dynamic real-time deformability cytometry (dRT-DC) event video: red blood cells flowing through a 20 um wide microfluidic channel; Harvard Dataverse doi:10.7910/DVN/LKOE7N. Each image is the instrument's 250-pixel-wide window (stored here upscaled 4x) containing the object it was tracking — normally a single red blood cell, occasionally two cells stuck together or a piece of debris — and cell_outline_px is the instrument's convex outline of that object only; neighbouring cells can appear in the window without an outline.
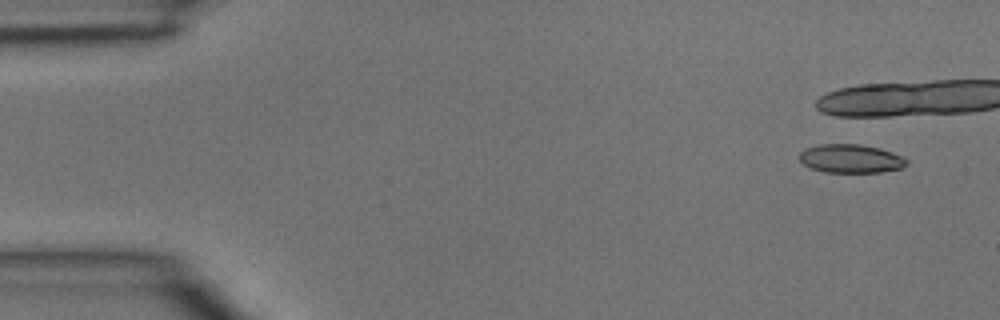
{"species": "common noctule bat (a hibernating species)", "species_latin": "Nyctalus noctula", "temperature_condition": "room temperature", "stored_images_in_passage": 4, "camera_frame_rate_fps": 3000, "um_per_image_px": 0.085, "animal": {"sex": "male", "body_mass_g": 15.6}, "frame": {"image": 1, "passage_image": 1, "time_ms": 0.0, "image_size_px": [1000, 320], "cell_outline_px": [[908, 164], [900, 168], [880, 172], [824, 172], [812, 168], [804, 164], [796, 156], [804, 148], [820, 144], [860, 144], [880, 148], [904, 156], [908, 160]], "centroid_in_image_um": [72.31, 13.47], "position_along_channel_um": 12.7, "area_um2": 18.03}}